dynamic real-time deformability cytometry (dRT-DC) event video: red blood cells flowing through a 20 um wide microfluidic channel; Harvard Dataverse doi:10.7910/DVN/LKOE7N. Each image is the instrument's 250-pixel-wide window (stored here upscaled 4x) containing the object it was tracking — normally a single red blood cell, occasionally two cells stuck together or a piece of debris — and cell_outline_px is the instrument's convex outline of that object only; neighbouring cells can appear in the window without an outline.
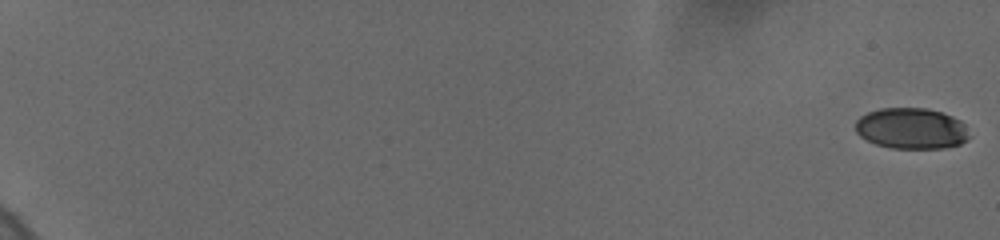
{"species": "human", "species_latin": "Homo sapiens", "temperature_condition": "cold", "stored_images_in_passage": 54, "camera_frame_rate_fps": 3000, "um_per_image_px": 0.085, "donor": {"sex": "female"}, "frame": {"image": 1, "passage_image": 1, "time_ms": 0.0, "image_size_px": [1000, 240], "cell_outline_px": [[972, 136], [968, 140], [960, 144], [944, 148], [892, 148], [876, 144], [860, 136], [856, 132], [856, 120], [860, 116], [868, 112], [880, 108], [928, 108], [952, 116], [960, 120], [964, 124]], "centroid_in_image_um": [77.5, 10.92], "position_along_channel_um": 7.5, "area_um2": 27.34}}
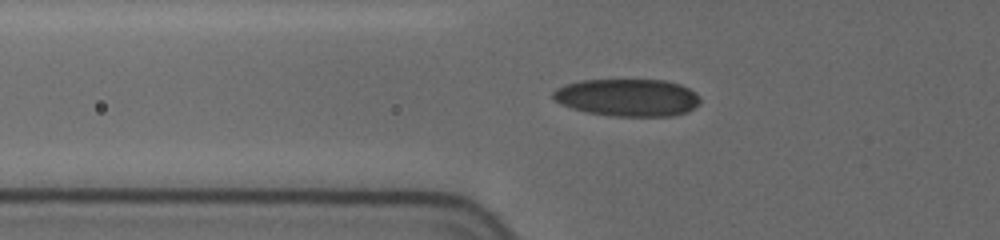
{"frame": {"image": 2, "passage_image": 22, "time_ms": 8.0, "image_size_px": [1000, 240], "cell_outline_px": [[700, 104], [684, 112], [672, 116], [612, 116], [588, 112], [572, 108], [560, 104], [552, 96], [552, 92], [556, 88], [564, 84], [580, 80], [664, 80], [680, 84], [688, 88], [700, 100]], "centroid_in_image_um": [53.29, 8.28], "position_along_channel_um": 72.5, "area_um2": 31.91}}
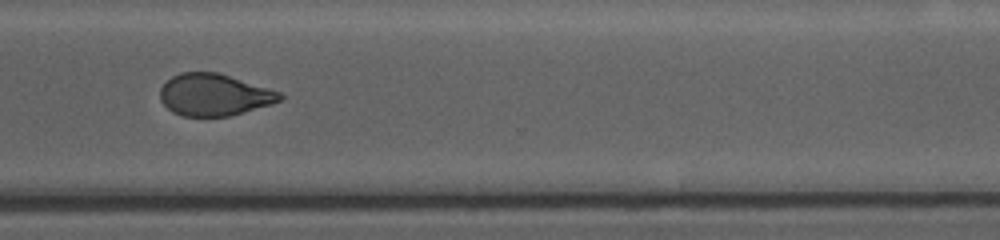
{"frame": {"image": 3, "passage_image": 42, "time_ms": 15.667, "image_size_px": [1000, 240], "cell_outline_px": [[284, 96], [280, 100], [272, 104], [228, 116], [184, 116], [172, 112], [160, 100], [160, 88], [172, 76], [180, 72], [216, 72], [280, 92]], "centroid_in_image_um": [18.17, 8.06], "position_along_channel_um": 352.4, "area_um2": 28.9}}